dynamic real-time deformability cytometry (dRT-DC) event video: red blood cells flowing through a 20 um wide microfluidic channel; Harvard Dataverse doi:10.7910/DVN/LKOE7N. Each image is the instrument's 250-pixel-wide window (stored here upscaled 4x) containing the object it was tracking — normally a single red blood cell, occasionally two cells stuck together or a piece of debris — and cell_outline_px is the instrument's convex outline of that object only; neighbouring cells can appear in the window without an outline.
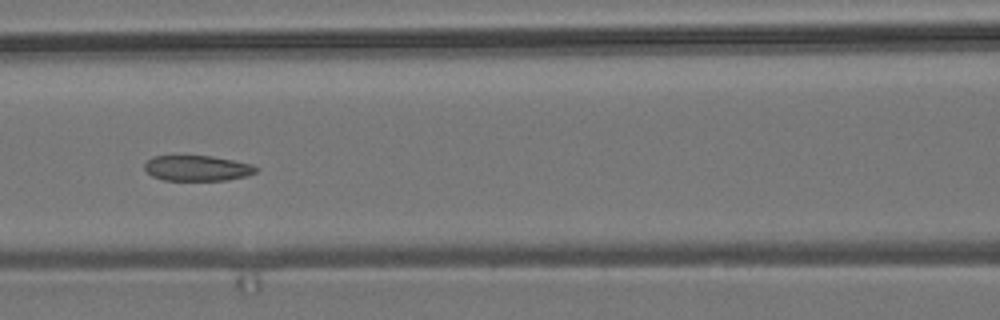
{"species": "common noctule bat (a hibernating species)", "species_latin": "Nyctalus noctula", "temperature_condition": "room temperature", "stored_images_in_passage": 8, "camera_frame_rate_fps": 3000, "um_per_image_px": 0.085, "animal": {"sex": "male", "body_mass_g": 19.2, "forearm_length_mm": 51.8}, "frame": {"image": 1, "passage_image": 6, "time_ms": 6.667, "image_size_px": [1000, 320], "cell_outline_px": [[260, 168], [256, 172], [248, 176], [228, 180], [164, 180], [152, 176], [144, 168], [144, 164], [152, 156], [212, 156], [252, 164]], "centroid_in_image_um": [16.8, 14.3], "position_along_channel_um": 149.8, "area_um2": 16.59}}
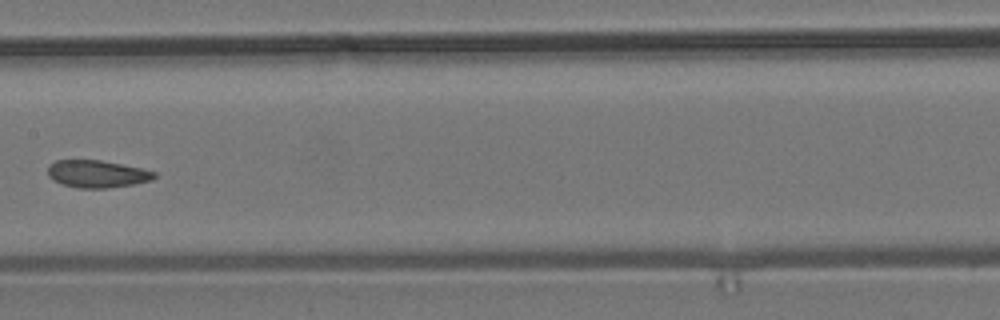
{"frame": {"image": 2, "passage_image": 7, "time_ms": 8.0, "image_size_px": [1000, 320], "cell_outline_px": [[156, 176], [152, 180], [132, 184], [108, 188], [76, 188], [60, 184], [52, 180], [48, 176], [48, 164], [56, 160], [100, 160], [140, 168], [156, 172]], "centroid_in_image_um": [8.2, 14.79], "position_along_channel_um": 199.2, "area_um2": 17.05}}
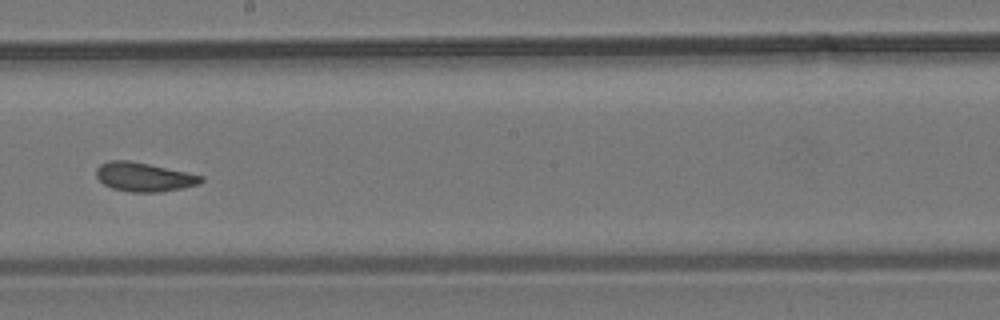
{"frame": {"image": 3, "passage_image": 8, "time_ms": 9.0, "image_size_px": [1000, 320], "cell_outline_px": [[204, 180], [200, 184], [184, 188], [160, 192], [132, 192], [112, 188], [104, 184], [96, 176], [96, 168], [100, 164], [108, 160], [128, 160], [188, 172], [204, 176]], "centroid_in_image_um": [12.26, 15.04], "position_along_channel_um": 235.9, "area_um2": 17.8}}